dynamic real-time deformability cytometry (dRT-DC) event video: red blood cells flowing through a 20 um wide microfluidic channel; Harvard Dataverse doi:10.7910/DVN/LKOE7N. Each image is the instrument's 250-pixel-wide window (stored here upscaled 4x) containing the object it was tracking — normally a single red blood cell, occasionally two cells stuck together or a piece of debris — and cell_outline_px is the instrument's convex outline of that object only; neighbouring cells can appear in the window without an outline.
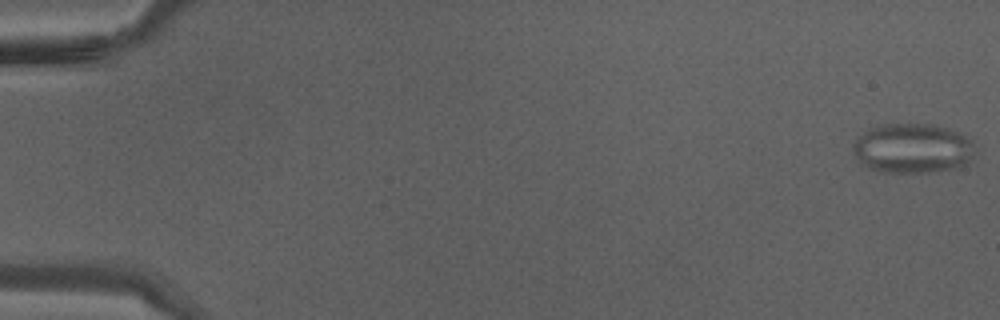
{"species": "Egyptian fruit bat (a non-hibernating species)", "species_latin": "Rousettus aegyptiacus", "temperature_condition": "warm", "stored_images_in_passage": 42, "segment_of_instrument_passage": [1, 2], "camera_frame_rate_fps": 3000, "um_per_image_px": 0.085, "animal": {"sex": "male"}, "frame": {"image": 1, "passage_image": 1, "time_ms": 0.0, "image_size_px": [1000, 320], "cell_outline_px": [[972, 144], [968, 164], [952, 168], [928, 172], [880, 172], [868, 168], [860, 164], [852, 152], [852, 144], [868, 128], [880, 124], [932, 124], [956, 132], [972, 140]], "centroid_in_image_um": [77.47, 12.61], "position_along_channel_um": 7.5, "area_um2": 35.08}}